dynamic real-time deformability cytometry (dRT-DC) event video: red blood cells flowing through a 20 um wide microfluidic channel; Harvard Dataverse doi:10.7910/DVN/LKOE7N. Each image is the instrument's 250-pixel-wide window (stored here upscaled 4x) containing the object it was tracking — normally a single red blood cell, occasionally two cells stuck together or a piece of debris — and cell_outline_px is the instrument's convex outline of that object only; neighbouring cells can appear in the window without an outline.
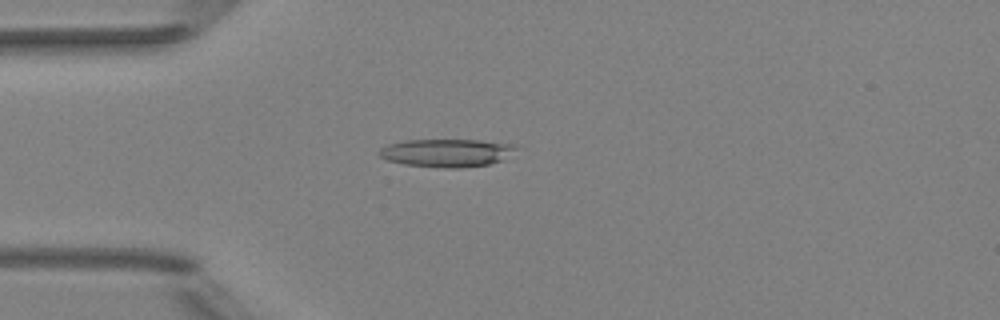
{"species": "Egyptian fruit bat (a non-hibernating species)", "species_latin": "Rousettus aegyptiacus", "temperature_condition": "room temperature", "stored_images_in_passage": 51, "camera_frame_rate_fps": 3000, "um_per_image_px": 0.085, "animal": {"sex": "female"}, "frame": {"image": 1, "passage_image": 14, "time_ms": 4.333, "image_size_px": [1000, 320], "cell_outline_px": [[516, 148], [504, 160], [488, 164], [460, 168], [444, 168], [404, 164], [388, 160], [380, 156], [376, 152], [380, 148], [388, 144], [404, 140], [480, 140], [516, 144]], "centroid_in_image_um": [37.95, 12.99], "position_along_channel_um": 47.0, "area_um2": 22.37}}
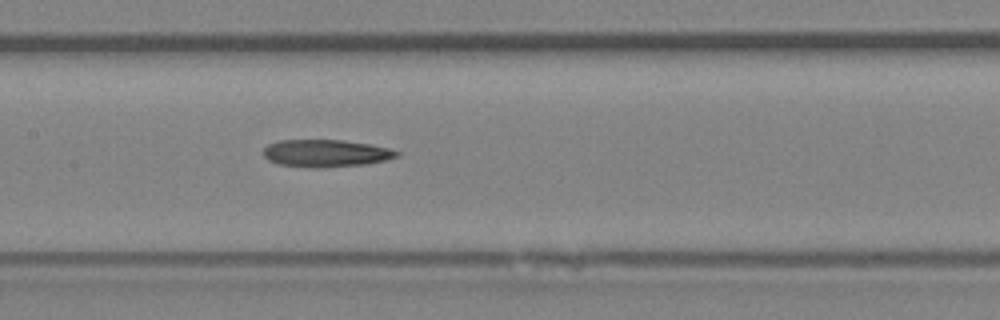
{"frame": {"image": 2, "passage_image": 25, "time_ms": 8.0, "image_size_px": [1000, 320], "cell_outline_px": [[400, 156], [384, 160], [364, 164], [320, 168], [312, 168], [280, 164], [268, 160], [264, 156], [264, 148], [268, 144], [276, 140], [344, 140], [368, 144], [388, 148], [400, 152]], "centroid_in_image_um": [27.68, 13.02], "position_along_channel_um": 179.7, "area_um2": 21.21}}
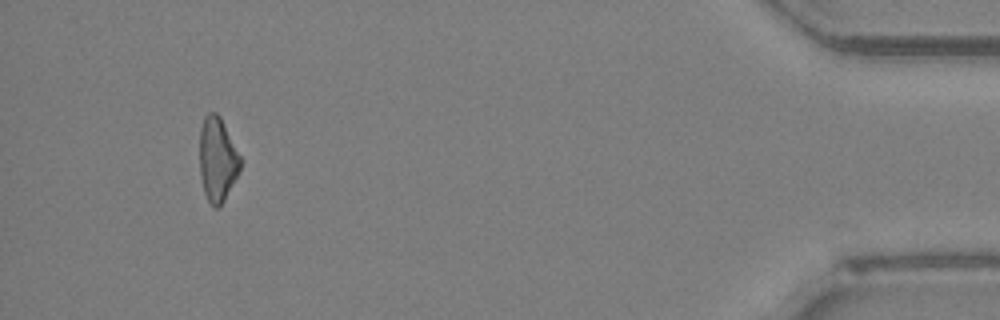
{"frame": {"image": 3, "passage_image": 48, "time_ms": 15.667, "image_size_px": [1000, 320], "cell_outline_px": [[240, 172], [224, 200], [216, 208], [212, 208], [204, 192], [200, 176], [200, 128], [204, 116], [208, 112], [216, 112], [220, 116], [240, 156]], "centroid_in_image_um": [18.47, 13.55], "position_along_channel_um": 416.7, "area_um2": 19.94}}